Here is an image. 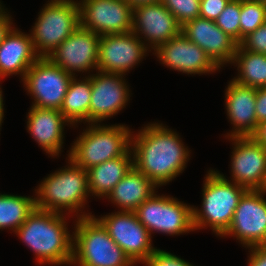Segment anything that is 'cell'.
<instances>
[{
  "mask_svg": "<svg viewBox=\"0 0 266 266\" xmlns=\"http://www.w3.org/2000/svg\"><path fill=\"white\" fill-rule=\"evenodd\" d=\"M73 232L71 265L133 266L134 263L90 213L79 214Z\"/></svg>",
  "mask_w": 266,
  "mask_h": 266,
  "instance_id": "3",
  "label": "cell"
},
{
  "mask_svg": "<svg viewBox=\"0 0 266 266\" xmlns=\"http://www.w3.org/2000/svg\"><path fill=\"white\" fill-rule=\"evenodd\" d=\"M35 208L33 197L0 194V229L15 232Z\"/></svg>",
  "mask_w": 266,
  "mask_h": 266,
  "instance_id": "27",
  "label": "cell"
},
{
  "mask_svg": "<svg viewBox=\"0 0 266 266\" xmlns=\"http://www.w3.org/2000/svg\"><path fill=\"white\" fill-rule=\"evenodd\" d=\"M80 26L79 4L73 0H51L30 34L39 57H48Z\"/></svg>",
  "mask_w": 266,
  "mask_h": 266,
  "instance_id": "7",
  "label": "cell"
},
{
  "mask_svg": "<svg viewBox=\"0 0 266 266\" xmlns=\"http://www.w3.org/2000/svg\"><path fill=\"white\" fill-rule=\"evenodd\" d=\"M85 78L83 81H77V78L73 76L59 110L70 125H74L79 121H85L89 124L91 79L89 76Z\"/></svg>",
  "mask_w": 266,
  "mask_h": 266,
  "instance_id": "25",
  "label": "cell"
},
{
  "mask_svg": "<svg viewBox=\"0 0 266 266\" xmlns=\"http://www.w3.org/2000/svg\"><path fill=\"white\" fill-rule=\"evenodd\" d=\"M157 185L134 166L115 185L106 199L121 208L120 211L135 212L136 209L155 193Z\"/></svg>",
  "mask_w": 266,
  "mask_h": 266,
  "instance_id": "23",
  "label": "cell"
},
{
  "mask_svg": "<svg viewBox=\"0 0 266 266\" xmlns=\"http://www.w3.org/2000/svg\"><path fill=\"white\" fill-rule=\"evenodd\" d=\"M80 26L100 36L132 31L133 7L125 0L78 2Z\"/></svg>",
  "mask_w": 266,
  "mask_h": 266,
  "instance_id": "12",
  "label": "cell"
},
{
  "mask_svg": "<svg viewBox=\"0 0 266 266\" xmlns=\"http://www.w3.org/2000/svg\"><path fill=\"white\" fill-rule=\"evenodd\" d=\"M230 0H200L199 17L215 21Z\"/></svg>",
  "mask_w": 266,
  "mask_h": 266,
  "instance_id": "33",
  "label": "cell"
},
{
  "mask_svg": "<svg viewBox=\"0 0 266 266\" xmlns=\"http://www.w3.org/2000/svg\"><path fill=\"white\" fill-rule=\"evenodd\" d=\"M123 74L100 72L89 76L91 79V101L89 125L107 119L122 110L129 100V88Z\"/></svg>",
  "mask_w": 266,
  "mask_h": 266,
  "instance_id": "16",
  "label": "cell"
},
{
  "mask_svg": "<svg viewBox=\"0 0 266 266\" xmlns=\"http://www.w3.org/2000/svg\"><path fill=\"white\" fill-rule=\"evenodd\" d=\"M101 36L79 26L48 58L67 73L98 69L99 41Z\"/></svg>",
  "mask_w": 266,
  "mask_h": 266,
  "instance_id": "14",
  "label": "cell"
},
{
  "mask_svg": "<svg viewBox=\"0 0 266 266\" xmlns=\"http://www.w3.org/2000/svg\"><path fill=\"white\" fill-rule=\"evenodd\" d=\"M132 7L141 5V4H149V3H159L161 0H125Z\"/></svg>",
  "mask_w": 266,
  "mask_h": 266,
  "instance_id": "38",
  "label": "cell"
},
{
  "mask_svg": "<svg viewBox=\"0 0 266 266\" xmlns=\"http://www.w3.org/2000/svg\"><path fill=\"white\" fill-rule=\"evenodd\" d=\"M96 219L134 264L144 263L156 249L151 244L150 232L135 212L118 211Z\"/></svg>",
  "mask_w": 266,
  "mask_h": 266,
  "instance_id": "10",
  "label": "cell"
},
{
  "mask_svg": "<svg viewBox=\"0 0 266 266\" xmlns=\"http://www.w3.org/2000/svg\"><path fill=\"white\" fill-rule=\"evenodd\" d=\"M28 114L27 129L33 139L49 155H59L63 145L64 125L68 123L62 113L57 109L32 106Z\"/></svg>",
  "mask_w": 266,
  "mask_h": 266,
  "instance_id": "21",
  "label": "cell"
},
{
  "mask_svg": "<svg viewBox=\"0 0 266 266\" xmlns=\"http://www.w3.org/2000/svg\"><path fill=\"white\" fill-rule=\"evenodd\" d=\"M161 3L181 26L200 15V0H161Z\"/></svg>",
  "mask_w": 266,
  "mask_h": 266,
  "instance_id": "30",
  "label": "cell"
},
{
  "mask_svg": "<svg viewBox=\"0 0 266 266\" xmlns=\"http://www.w3.org/2000/svg\"><path fill=\"white\" fill-rule=\"evenodd\" d=\"M256 89L230 81L226 89V109L230 122L234 125L230 137L250 136L258 123L255 112Z\"/></svg>",
  "mask_w": 266,
  "mask_h": 266,
  "instance_id": "20",
  "label": "cell"
},
{
  "mask_svg": "<svg viewBox=\"0 0 266 266\" xmlns=\"http://www.w3.org/2000/svg\"><path fill=\"white\" fill-rule=\"evenodd\" d=\"M140 39L133 31L101 36L97 70L105 73L125 74L132 69L145 57L149 49L147 44Z\"/></svg>",
  "mask_w": 266,
  "mask_h": 266,
  "instance_id": "13",
  "label": "cell"
},
{
  "mask_svg": "<svg viewBox=\"0 0 266 266\" xmlns=\"http://www.w3.org/2000/svg\"><path fill=\"white\" fill-rule=\"evenodd\" d=\"M1 78V77H0ZM3 96H2V90L0 88V127L2 125V120H3V116H4V107H3Z\"/></svg>",
  "mask_w": 266,
  "mask_h": 266,
  "instance_id": "39",
  "label": "cell"
},
{
  "mask_svg": "<svg viewBox=\"0 0 266 266\" xmlns=\"http://www.w3.org/2000/svg\"><path fill=\"white\" fill-rule=\"evenodd\" d=\"M248 189L229 181L218 171L210 170L203 185V209L192 208L194 230L210 226L222 236L229 228L234 211Z\"/></svg>",
  "mask_w": 266,
  "mask_h": 266,
  "instance_id": "4",
  "label": "cell"
},
{
  "mask_svg": "<svg viewBox=\"0 0 266 266\" xmlns=\"http://www.w3.org/2000/svg\"><path fill=\"white\" fill-rule=\"evenodd\" d=\"M30 34L11 28L0 44V77L19 74L24 78L27 70L40 58L33 47Z\"/></svg>",
  "mask_w": 266,
  "mask_h": 266,
  "instance_id": "22",
  "label": "cell"
},
{
  "mask_svg": "<svg viewBox=\"0 0 266 266\" xmlns=\"http://www.w3.org/2000/svg\"><path fill=\"white\" fill-rule=\"evenodd\" d=\"M234 141L231 171L234 183L247 189L266 188V148L250 136L230 137Z\"/></svg>",
  "mask_w": 266,
  "mask_h": 266,
  "instance_id": "15",
  "label": "cell"
},
{
  "mask_svg": "<svg viewBox=\"0 0 266 266\" xmlns=\"http://www.w3.org/2000/svg\"><path fill=\"white\" fill-rule=\"evenodd\" d=\"M133 155L130 149L118 158L107 160L87 170L90 193L98 197H107L115 185L133 167Z\"/></svg>",
  "mask_w": 266,
  "mask_h": 266,
  "instance_id": "24",
  "label": "cell"
},
{
  "mask_svg": "<svg viewBox=\"0 0 266 266\" xmlns=\"http://www.w3.org/2000/svg\"><path fill=\"white\" fill-rule=\"evenodd\" d=\"M266 190L248 189L223 236H234L247 248L266 245Z\"/></svg>",
  "mask_w": 266,
  "mask_h": 266,
  "instance_id": "11",
  "label": "cell"
},
{
  "mask_svg": "<svg viewBox=\"0 0 266 266\" xmlns=\"http://www.w3.org/2000/svg\"><path fill=\"white\" fill-rule=\"evenodd\" d=\"M70 166L50 174L36 189L35 206L40 210L78 214L90 193L87 170L68 159ZM79 210V211H78Z\"/></svg>",
  "mask_w": 266,
  "mask_h": 266,
  "instance_id": "5",
  "label": "cell"
},
{
  "mask_svg": "<svg viewBox=\"0 0 266 266\" xmlns=\"http://www.w3.org/2000/svg\"><path fill=\"white\" fill-rule=\"evenodd\" d=\"M240 45L248 51L266 54V22L244 37Z\"/></svg>",
  "mask_w": 266,
  "mask_h": 266,
  "instance_id": "31",
  "label": "cell"
},
{
  "mask_svg": "<svg viewBox=\"0 0 266 266\" xmlns=\"http://www.w3.org/2000/svg\"><path fill=\"white\" fill-rule=\"evenodd\" d=\"M181 32L203 49L219 68L220 65L233 62L239 44L218 27L215 21L198 17L186 22Z\"/></svg>",
  "mask_w": 266,
  "mask_h": 266,
  "instance_id": "19",
  "label": "cell"
},
{
  "mask_svg": "<svg viewBox=\"0 0 266 266\" xmlns=\"http://www.w3.org/2000/svg\"><path fill=\"white\" fill-rule=\"evenodd\" d=\"M192 206L169 196L153 194L135 211L138 220L150 232L180 235L194 231Z\"/></svg>",
  "mask_w": 266,
  "mask_h": 266,
  "instance_id": "8",
  "label": "cell"
},
{
  "mask_svg": "<svg viewBox=\"0 0 266 266\" xmlns=\"http://www.w3.org/2000/svg\"><path fill=\"white\" fill-rule=\"evenodd\" d=\"M131 130L124 125L91 124L72 145L68 158L85 170L123 156L131 149Z\"/></svg>",
  "mask_w": 266,
  "mask_h": 266,
  "instance_id": "6",
  "label": "cell"
},
{
  "mask_svg": "<svg viewBox=\"0 0 266 266\" xmlns=\"http://www.w3.org/2000/svg\"><path fill=\"white\" fill-rule=\"evenodd\" d=\"M255 112L258 124L266 121V87L256 89Z\"/></svg>",
  "mask_w": 266,
  "mask_h": 266,
  "instance_id": "34",
  "label": "cell"
},
{
  "mask_svg": "<svg viewBox=\"0 0 266 266\" xmlns=\"http://www.w3.org/2000/svg\"><path fill=\"white\" fill-rule=\"evenodd\" d=\"M179 137L162 124L144 126L131 140L133 166L158 187L172 181L182 173L190 156Z\"/></svg>",
  "mask_w": 266,
  "mask_h": 266,
  "instance_id": "1",
  "label": "cell"
},
{
  "mask_svg": "<svg viewBox=\"0 0 266 266\" xmlns=\"http://www.w3.org/2000/svg\"><path fill=\"white\" fill-rule=\"evenodd\" d=\"M252 1H256V2H259L261 4L266 5V0H252Z\"/></svg>",
  "mask_w": 266,
  "mask_h": 266,
  "instance_id": "40",
  "label": "cell"
},
{
  "mask_svg": "<svg viewBox=\"0 0 266 266\" xmlns=\"http://www.w3.org/2000/svg\"><path fill=\"white\" fill-rule=\"evenodd\" d=\"M266 22V5L252 0H241L240 43L249 33Z\"/></svg>",
  "mask_w": 266,
  "mask_h": 266,
  "instance_id": "28",
  "label": "cell"
},
{
  "mask_svg": "<svg viewBox=\"0 0 266 266\" xmlns=\"http://www.w3.org/2000/svg\"><path fill=\"white\" fill-rule=\"evenodd\" d=\"M154 52L163 64L182 73L204 74L219 69L207 53L182 32L159 45Z\"/></svg>",
  "mask_w": 266,
  "mask_h": 266,
  "instance_id": "18",
  "label": "cell"
},
{
  "mask_svg": "<svg viewBox=\"0 0 266 266\" xmlns=\"http://www.w3.org/2000/svg\"><path fill=\"white\" fill-rule=\"evenodd\" d=\"M182 26L161 3L141 4L133 7L132 31L143 34L152 49H156L181 33Z\"/></svg>",
  "mask_w": 266,
  "mask_h": 266,
  "instance_id": "17",
  "label": "cell"
},
{
  "mask_svg": "<svg viewBox=\"0 0 266 266\" xmlns=\"http://www.w3.org/2000/svg\"><path fill=\"white\" fill-rule=\"evenodd\" d=\"M63 215L35 208L15 231L35 253L39 264L71 265L73 235Z\"/></svg>",
  "mask_w": 266,
  "mask_h": 266,
  "instance_id": "2",
  "label": "cell"
},
{
  "mask_svg": "<svg viewBox=\"0 0 266 266\" xmlns=\"http://www.w3.org/2000/svg\"><path fill=\"white\" fill-rule=\"evenodd\" d=\"M250 137L266 148V121L259 123Z\"/></svg>",
  "mask_w": 266,
  "mask_h": 266,
  "instance_id": "37",
  "label": "cell"
},
{
  "mask_svg": "<svg viewBox=\"0 0 266 266\" xmlns=\"http://www.w3.org/2000/svg\"><path fill=\"white\" fill-rule=\"evenodd\" d=\"M241 0H230L215 23L227 35L240 44Z\"/></svg>",
  "mask_w": 266,
  "mask_h": 266,
  "instance_id": "29",
  "label": "cell"
},
{
  "mask_svg": "<svg viewBox=\"0 0 266 266\" xmlns=\"http://www.w3.org/2000/svg\"><path fill=\"white\" fill-rule=\"evenodd\" d=\"M232 63L240 71L233 79L236 83L253 88L266 87V54L248 51L239 44Z\"/></svg>",
  "mask_w": 266,
  "mask_h": 266,
  "instance_id": "26",
  "label": "cell"
},
{
  "mask_svg": "<svg viewBox=\"0 0 266 266\" xmlns=\"http://www.w3.org/2000/svg\"><path fill=\"white\" fill-rule=\"evenodd\" d=\"M144 264L146 266H193L184 259L160 249H155Z\"/></svg>",
  "mask_w": 266,
  "mask_h": 266,
  "instance_id": "32",
  "label": "cell"
},
{
  "mask_svg": "<svg viewBox=\"0 0 266 266\" xmlns=\"http://www.w3.org/2000/svg\"><path fill=\"white\" fill-rule=\"evenodd\" d=\"M249 266H266V245L250 247Z\"/></svg>",
  "mask_w": 266,
  "mask_h": 266,
  "instance_id": "35",
  "label": "cell"
},
{
  "mask_svg": "<svg viewBox=\"0 0 266 266\" xmlns=\"http://www.w3.org/2000/svg\"><path fill=\"white\" fill-rule=\"evenodd\" d=\"M73 76L48 57H40L22 80L27 92L34 97L32 106L60 110Z\"/></svg>",
  "mask_w": 266,
  "mask_h": 266,
  "instance_id": "9",
  "label": "cell"
},
{
  "mask_svg": "<svg viewBox=\"0 0 266 266\" xmlns=\"http://www.w3.org/2000/svg\"><path fill=\"white\" fill-rule=\"evenodd\" d=\"M11 16L7 14L4 7L0 4V44L12 28Z\"/></svg>",
  "mask_w": 266,
  "mask_h": 266,
  "instance_id": "36",
  "label": "cell"
}]
</instances>
